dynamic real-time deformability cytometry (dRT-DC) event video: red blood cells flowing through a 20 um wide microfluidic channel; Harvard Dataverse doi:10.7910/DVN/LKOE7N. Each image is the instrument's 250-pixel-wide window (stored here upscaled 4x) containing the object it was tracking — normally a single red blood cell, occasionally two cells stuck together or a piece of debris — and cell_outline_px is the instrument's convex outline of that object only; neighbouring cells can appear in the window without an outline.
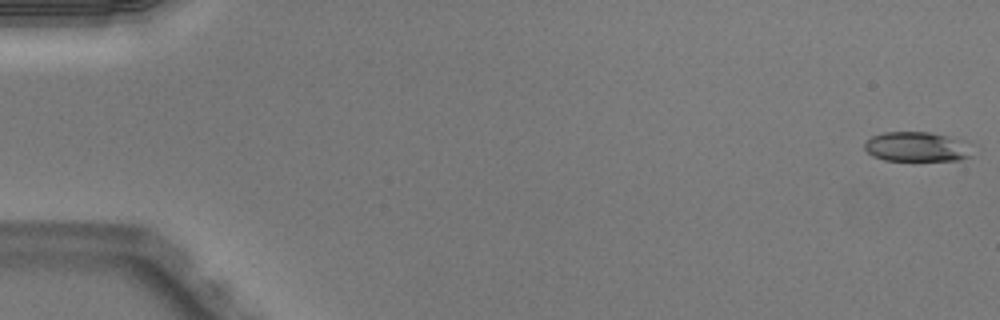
{"species": "Egyptian fruit bat (a non-hibernating species)", "species_latin": "Rousettus aegyptiacus", "temperature_condition": "warm", "stored_images_in_passage": 13, "camera_frame_rate_fps": 3000, "um_per_image_px": 0.085, "animal": {"sex": "male"}, "frame": {"image": 1, "passage_image": 1, "time_ms": 0.0, "image_size_px": [1000, 320], "cell_outline_px": [[972, 156], [960, 160], [884, 160], [872, 156], [864, 148], [864, 144], [872, 136], [884, 132], [928, 132], [948, 136]], "centroid_in_image_um": [77.73, 12.48], "position_along_channel_um": 7.3, "area_um2": 17.69}}